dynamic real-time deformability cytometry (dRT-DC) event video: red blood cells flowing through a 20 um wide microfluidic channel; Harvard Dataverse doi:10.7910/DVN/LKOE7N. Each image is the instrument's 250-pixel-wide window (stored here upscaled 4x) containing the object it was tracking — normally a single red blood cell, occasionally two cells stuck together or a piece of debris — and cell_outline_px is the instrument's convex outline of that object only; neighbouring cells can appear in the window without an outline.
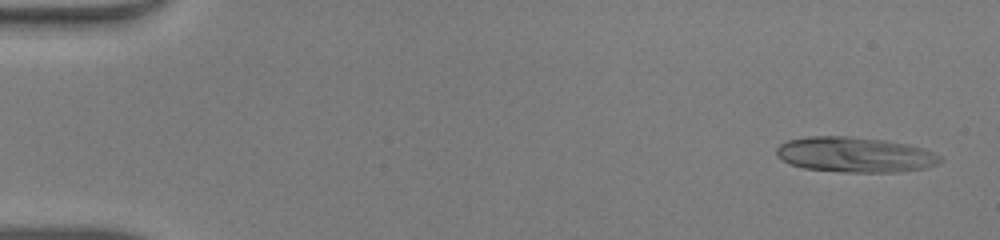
{"species": "human", "species_latin": "Homo sapiens", "temperature_condition": "warm", "stored_images_in_passage": 46, "camera_frame_rate_fps": 3000, "um_per_image_px": 0.085, "donor": {"sex": "male"}, "frame": {"image": 1, "passage_image": 1, "time_ms": 0.0, "image_size_px": [1000, 240], "cell_outline_px": [[944, 160], [928, 168], [900, 172], [844, 172], [804, 168], [780, 160], [776, 156], [776, 148], [780, 144], [788, 140], [808, 136], [848, 136], [884, 140], [908, 144], [924, 148], [940, 156]], "centroid_in_image_um": [72.68, 13.15], "position_along_channel_um": 12.3, "area_um2": 33.87}}
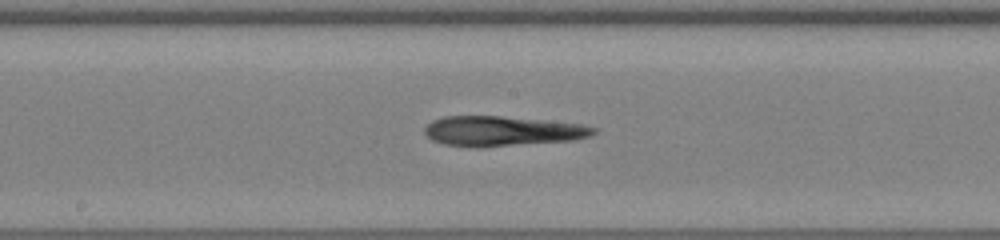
{"frame": {"image": 2, "passage_image": 24, "time_ms": 7.667, "image_size_px": [1000, 240], "cell_outline_px": [[600, 128], [592, 136], [576, 140], [480, 148], [472, 148], [444, 144], [432, 140], [424, 132], [424, 128], [432, 120], [444, 116], [500, 116], [544, 120], [584, 124]], "centroid_in_image_um": [42.74, 11.15], "position_along_channel_um": 205.5, "area_um2": 30.06}}
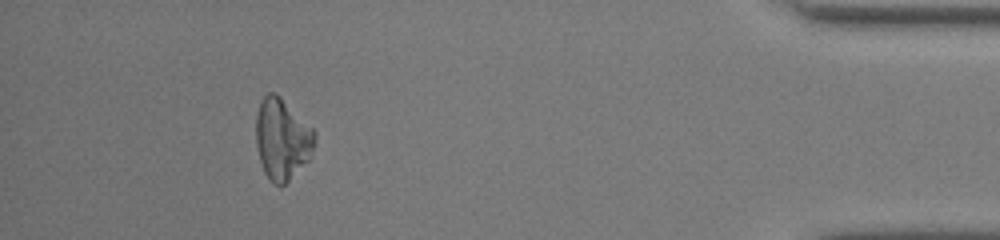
{"frame": {"image": 3, "passage_image": 42, "time_ms": 13.667, "image_size_px": [1000, 240], "cell_outline_px": [[316, 140], [308, 160], [284, 184], [272, 184], [264, 172], [260, 160], [256, 144], [256, 116], [260, 100], [268, 92], [276, 92], [316, 132]], "centroid_in_image_um": [23.96, 11.79], "position_along_channel_um": 411.2, "area_um2": 27.57}}